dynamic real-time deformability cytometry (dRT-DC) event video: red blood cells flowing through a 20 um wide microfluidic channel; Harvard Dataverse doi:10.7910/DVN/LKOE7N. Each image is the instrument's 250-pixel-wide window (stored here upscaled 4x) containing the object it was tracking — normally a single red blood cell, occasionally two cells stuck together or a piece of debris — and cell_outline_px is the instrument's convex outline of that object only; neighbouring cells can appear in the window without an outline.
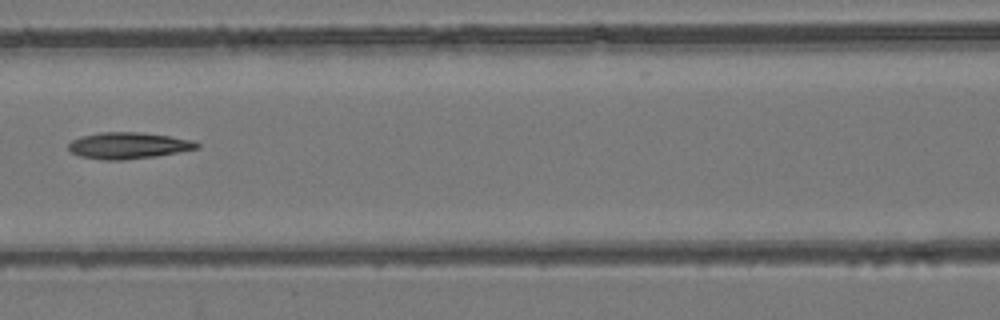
{"species": "common noctule bat (a hibernating species)", "species_latin": "Nyctalus noctula", "temperature_condition": "room temperature", "stored_images_in_passage": 7, "camera_frame_rate_fps": 3000, "um_per_image_px": 0.085, "animal": {"sex": "female", "body_mass_g": 24.6, "forearm_length_mm": 56.2}, "frame": {"image": 1, "passage_image": 7, "time_ms": 8.0, "image_size_px": [1000, 320], "cell_outline_px": [[200, 148], [156, 156], [124, 160], [100, 160], [80, 156], [72, 152], [68, 148], [68, 144], [72, 140], [80, 136], [100, 132], [136, 132], [168, 136], [196, 140], [200, 144]], "centroid_in_image_um": [10.92, 12.37], "position_along_channel_um": 155.7, "area_um2": 19.88}}